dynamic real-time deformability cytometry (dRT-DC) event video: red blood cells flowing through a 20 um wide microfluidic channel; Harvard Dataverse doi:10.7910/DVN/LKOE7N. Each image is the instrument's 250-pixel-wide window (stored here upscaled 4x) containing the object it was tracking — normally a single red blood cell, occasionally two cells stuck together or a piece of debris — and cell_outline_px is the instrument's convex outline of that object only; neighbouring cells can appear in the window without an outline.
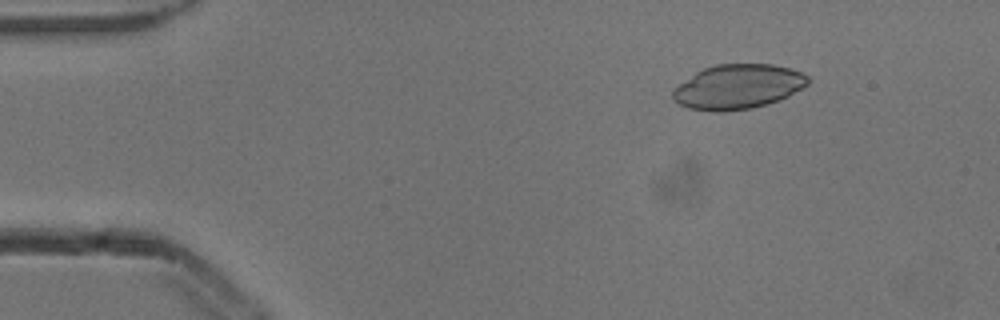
{"species": "common noctule bat (a hibernating species)", "species_latin": "Nyctalus noctula", "temperature_condition": "cold", "stored_images_in_passage": 7, "camera_frame_rate_fps": 3000, "um_per_image_px": 0.085, "animal": {"sex": "male", "body_mass_g": 13.3}, "frame": {"image": 1, "passage_image": 7, "time_ms": 2.0, "image_size_px": [1000, 320], "cell_outline_px": [[812, 80], [808, 84], [788, 96], [780, 100], [768, 104], [752, 108], [720, 112], [716, 112], [688, 108], [672, 100], [672, 92], [680, 84], [696, 72], [704, 68], [716, 64], [772, 64], [792, 68], [808, 76]], "centroid_in_image_um": [62.75, 7.37], "position_along_channel_um": 22.2, "area_um2": 35.2}}